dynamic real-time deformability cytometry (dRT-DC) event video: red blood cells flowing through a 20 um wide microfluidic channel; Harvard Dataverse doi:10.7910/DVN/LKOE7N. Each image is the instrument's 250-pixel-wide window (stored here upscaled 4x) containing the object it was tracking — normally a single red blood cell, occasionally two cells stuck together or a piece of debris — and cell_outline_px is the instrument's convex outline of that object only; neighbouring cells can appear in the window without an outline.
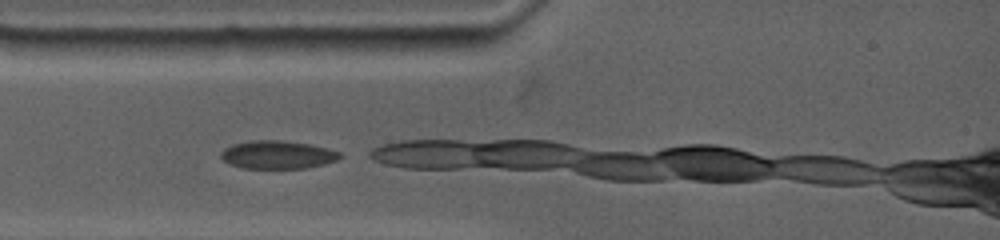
{"species": "common noctule bat (a hibernating species)", "species_latin": "Nyctalus noctula", "temperature_condition": "warm", "stored_images_in_passage": 5, "camera_frame_rate_fps": 4500, "um_per_image_px": 0.085, "animal": {"sex": "female", "body_mass_g": 19.0, "forearm_length_mm": 53.3}, "frame": {"image": 1, "passage_image": 1, "time_ms": 0.0, "image_size_px": [1000, 240], "cell_outline_px": [[344, 156], [336, 160], [324, 164], [308, 168], [244, 168], [228, 164], [220, 156], [220, 152], [224, 148], [232, 144], [252, 140], [280, 140], [312, 144], [328, 148], [340, 152]], "centroid_in_image_um": [23.6, 13.15], "position_along_channel_um": 61.4, "area_um2": 19.71}}